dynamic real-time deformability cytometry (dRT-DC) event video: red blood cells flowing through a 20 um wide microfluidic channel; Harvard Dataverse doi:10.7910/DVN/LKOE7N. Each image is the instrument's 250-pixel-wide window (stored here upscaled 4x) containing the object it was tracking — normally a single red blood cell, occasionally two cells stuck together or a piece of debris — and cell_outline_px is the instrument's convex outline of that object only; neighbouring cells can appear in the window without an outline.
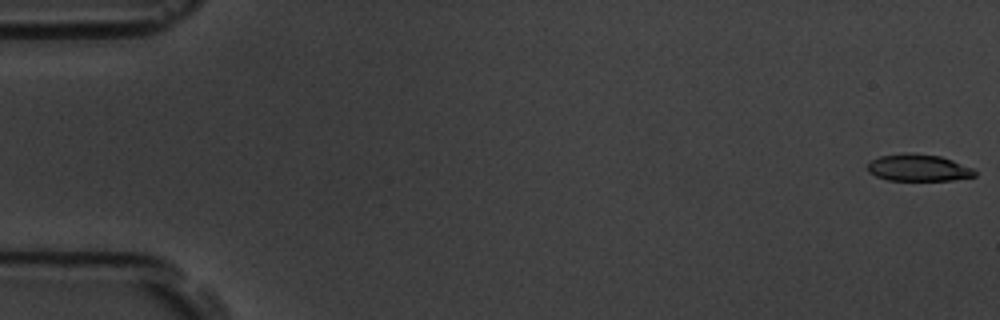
{"species": "common noctule bat (a hibernating species)", "species_latin": "Nyctalus noctula", "temperature_condition": "room temperature", "stored_images_in_passage": 7, "camera_frame_rate_fps": 3000, "um_per_image_px": 0.085, "animal": {"sex": "male", "body_mass_g": 19.5, "forearm_length_mm": 54.6}, "frame": {"image": 1, "passage_image": 1, "time_ms": 0.0, "image_size_px": [1000, 320], "cell_outline_px": [[976, 176], [952, 180], [888, 180], [876, 176], [868, 172], [868, 164], [872, 160], [880, 156], [904, 152], [908, 152], [940, 156], [952, 160], [972, 168], [976, 172]], "centroid_in_image_um": [78.05, 14.25], "position_along_channel_um": 6.9, "area_um2": 16.76}}
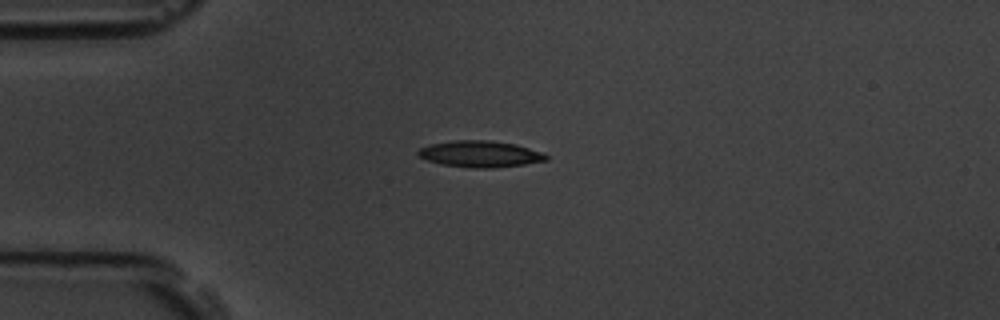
{"frame": {"image": 2, "passage_image": 5, "time_ms": 1.333, "image_size_px": [1000, 320], "cell_outline_px": [[548, 160], [524, 164], [496, 168], [472, 168], [440, 164], [428, 160], [420, 156], [416, 152], [420, 148], [432, 144], [452, 140], [488, 140], [516, 144], [544, 152], [548, 156]], "centroid_in_image_um": [40.85, 13.09], "position_along_channel_um": 44.2, "area_um2": 19.77}}
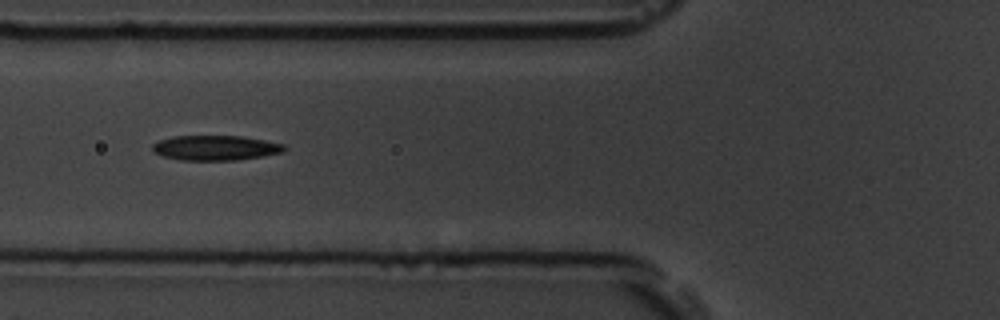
{"frame": {"image": 3, "passage_image": 7, "time_ms": 2.0, "image_size_px": [1000, 320], "cell_outline_px": [[288, 148], [284, 152], [236, 160], [180, 160], [164, 156], [152, 152], [152, 144], [160, 140], [172, 136], [240, 136], [264, 140], [284, 144]], "centroid_in_image_um": [18.31, 12.56], "position_along_channel_um": 107.5, "area_um2": 19.13}}